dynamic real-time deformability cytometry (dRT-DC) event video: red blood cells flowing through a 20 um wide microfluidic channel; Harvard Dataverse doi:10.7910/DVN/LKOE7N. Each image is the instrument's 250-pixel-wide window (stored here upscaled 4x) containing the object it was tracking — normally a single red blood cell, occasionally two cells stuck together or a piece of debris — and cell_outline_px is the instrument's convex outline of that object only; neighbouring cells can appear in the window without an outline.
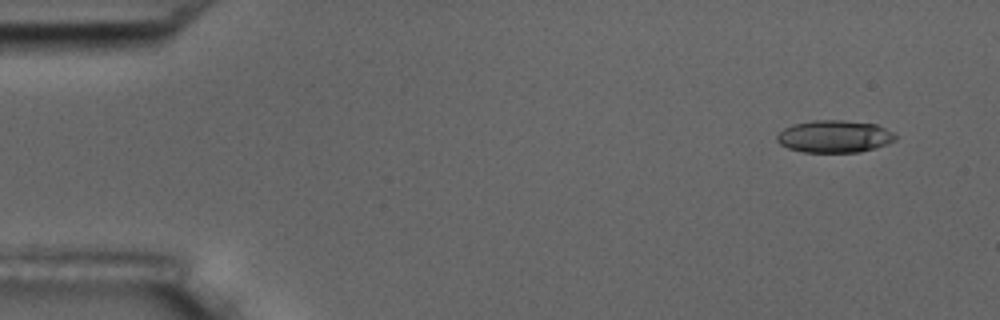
{"species": "common noctule bat (a hibernating species)", "species_latin": "Nyctalus noctula", "temperature_condition": "room temperature", "stored_images_in_passage": 7, "segment_of_instrument_passage": [1, 2], "camera_frame_rate_fps": 3000, "um_per_image_px": 0.085, "animal": {"sex": "male", "body_mass_g": 17.5, "forearm_length_mm": 52.3}, "frame": {"image": 1, "passage_image": 2, "time_ms": 1.0, "image_size_px": [1000, 320], "cell_outline_px": [[896, 140], [888, 144], [860, 152], [804, 152], [788, 148], [780, 144], [776, 140], [776, 136], [784, 128], [792, 124], [812, 120], [844, 120], [876, 124], [892, 132], [896, 136]], "centroid_in_image_um": [70.92, 11.59], "position_along_channel_um": 14.1, "area_um2": 22.37}}